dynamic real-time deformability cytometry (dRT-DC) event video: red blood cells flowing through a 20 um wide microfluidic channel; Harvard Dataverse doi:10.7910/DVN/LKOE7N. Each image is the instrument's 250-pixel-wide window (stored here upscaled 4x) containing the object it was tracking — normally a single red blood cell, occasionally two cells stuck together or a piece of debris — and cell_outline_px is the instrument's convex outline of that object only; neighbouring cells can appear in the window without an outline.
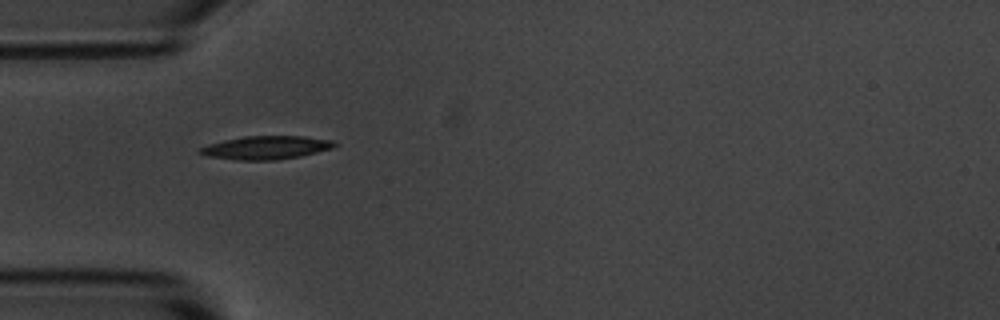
{"species": "common noctule bat (a hibernating species)", "species_latin": "Nyctalus noctula", "temperature_condition": "room temperature", "stored_images_in_passage": 4, "camera_frame_rate_fps": 3000, "um_per_image_px": 0.085, "animal": {"sex": "male", "body_mass_g": 20.1, "forearm_length_mm": 53.5}, "frame": {"image": 1, "passage_image": 1, "time_ms": 0.0, "image_size_px": [1000, 320], "cell_outline_px": [[340, 144], [332, 148], [300, 156], [276, 160], [240, 160], [208, 156], [196, 152], [200, 148], [208, 144], [224, 140], [244, 136], [304, 136], [332, 140]], "centroid_in_image_um": [22.63, 12.54], "position_along_channel_um": 62.4, "area_um2": 18.26}}
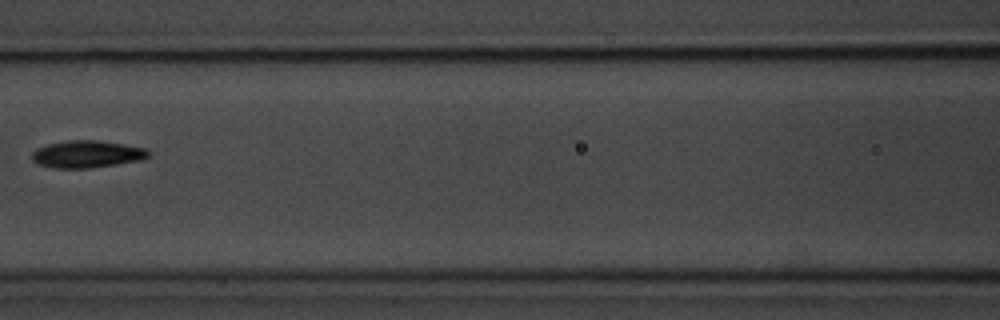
{"frame": {"image": 2, "passage_image": 3, "time_ms": 2.667, "image_size_px": [1000, 320], "cell_outline_px": [[152, 152], [148, 156], [140, 160], [116, 164], [88, 168], [52, 168], [36, 164], [32, 160], [32, 152], [36, 148], [48, 144], [68, 140], [100, 140], [124, 144], [144, 148]], "centroid_in_image_um": [7.36, 13.1], "position_along_channel_um": 159.2, "area_um2": 18.55}}
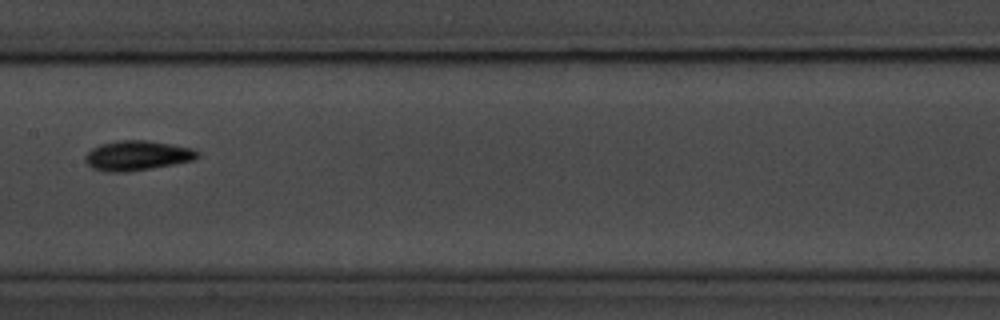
{"frame": {"image": 3, "passage_image": 4, "time_ms": 3.667, "image_size_px": [1000, 320], "cell_outline_px": [[200, 156], [196, 160], [124, 172], [104, 172], [92, 168], [84, 160], [84, 156], [92, 148], [100, 144], [116, 140], [148, 140], [172, 144], [192, 148], [200, 152]], "centroid_in_image_um": [11.66, 13.21], "position_along_channel_um": 195.7, "area_um2": 19.59}}